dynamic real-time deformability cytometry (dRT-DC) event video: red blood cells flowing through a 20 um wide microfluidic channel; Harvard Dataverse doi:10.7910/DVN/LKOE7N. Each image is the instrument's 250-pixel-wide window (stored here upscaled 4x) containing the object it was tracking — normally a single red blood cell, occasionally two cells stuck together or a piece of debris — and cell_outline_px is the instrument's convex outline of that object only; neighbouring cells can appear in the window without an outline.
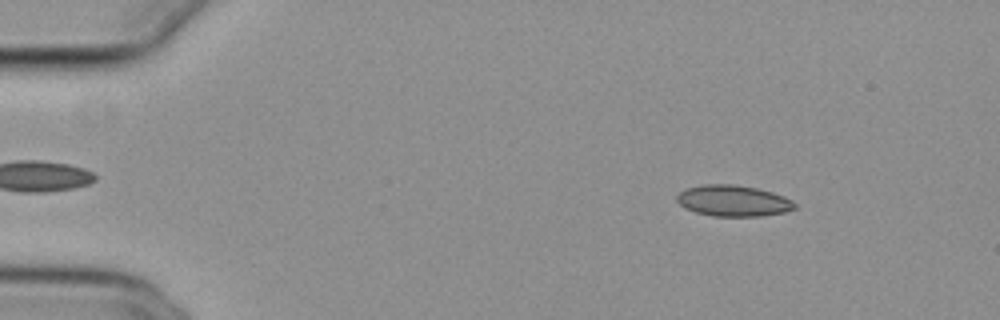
{"species": "common noctule bat (a hibernating species)", "species_latin": "Nyctalus noctula", "temperature_condition": "cold", "stored_images_in_passage": 55, "camera_frame_rate_fps": 3000, "um_per_image_px": 0.085, "animal": {"sex": "female", "body_mass_g": 29.2, "forearm_length_mm": 56.3}, "frame": {"image": 1, "passage_image": 8, "time_ms": 2.333, "image_size_px": [1000, 320], "cell_outline_px": [[796, 208], [784, 212], [760, 216], [712, 216], [696, 212], [684, 208], [676, 200], [676, 196], [684, 188], [704, 184], [732, 184], [756, 188], [772, 192], [784, 196], [792, 200], [796, 204]], "centroid_in_image_um": [62.3, 17.06], "position_along_channel_um": 22.7, "area_um2": 21.44}}
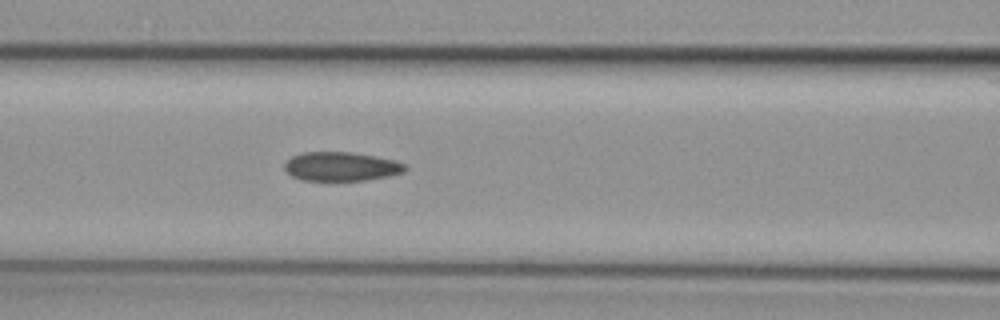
{"frame": {"image": 2, "passage_image": 24, "time_ms": 7.667, "image_size_px": [1000, 320], "cell_outline_px": [[408, 168], [404, 172], [388, 176], [364, 180], [300, 180], [292, 176], [284, 168], [284, 164], [292, 156], [304, 152], [352, 152], [376, 156], [392, 160], [404, 164]], "centroid_in_image_um": [28.99, 14.15], "position_along_channel_um": 137.6, "area_um2": 20.23}}
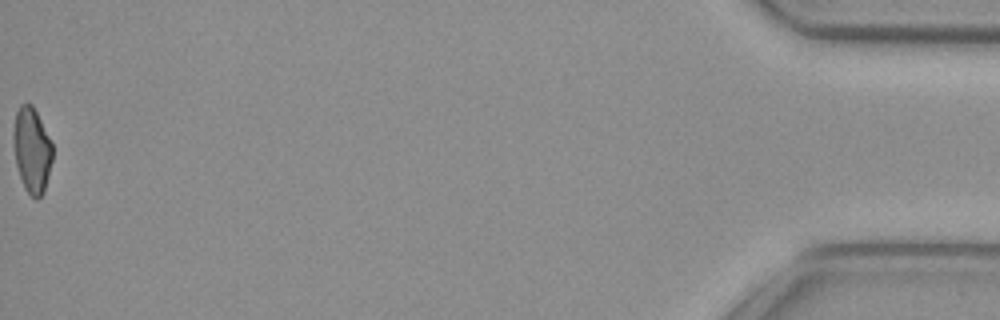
{"frame": {"image": 3, "passage_image": 55, "time_ms": 18.0, "image_size_px": [1000, 320], "cell_outline_px": [[52, 160], [44, 192], [36, 200], [24, 188], [16, 164], [12, 136], [16, 112], [20, 104], [32, 104], [52, 144]], "centroid_in_image_um": [2.69, 12.77], "position_along_channel_um": 432.5, "area_um2": 19.19}, "authors_computed_cell_mechanics": {"area_um2": 20.9236, "velocity_mm_per_s": 3.8377, "shape_relaxation_time_tau1_ms": null, "shape_relaxation_time_tau2_ms": 3.4268, "deformation_change_tau1": null, "deformation_change_tau2": 0.0816}}